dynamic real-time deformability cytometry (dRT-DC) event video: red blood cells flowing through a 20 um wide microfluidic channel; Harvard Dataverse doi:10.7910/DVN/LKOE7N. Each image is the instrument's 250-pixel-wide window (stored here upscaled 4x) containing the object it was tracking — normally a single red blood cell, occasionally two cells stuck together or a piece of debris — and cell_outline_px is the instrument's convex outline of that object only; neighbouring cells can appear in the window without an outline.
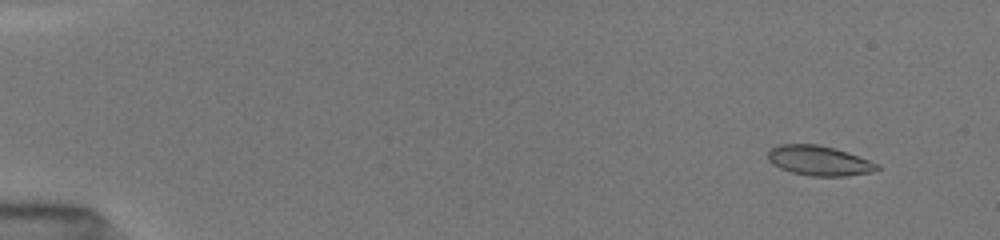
{"species": "common noctule bat (a hibernating species)", "species_latin": "Nyctalus noctula", "temperature_condition": "room temperature", "stored_images_in_passage": 52, "camera_frame_rate_fps": 3000, "um_per_image_px": 0.085, "animal": {"sex": "female", "body_mass_g": 19.5, "forearm_length_mm": 54.1}, "frame": {"image": 1, "passage_image": 5, "time_ms": 1.333, "image_size_px": [1000, 240], "cell_outline_px": [[880, 168], [868, 172], [848, 176], [812, 176], [792, 172], [780, 168], [772, 164], [768, 160], [768, 152], [772, 148], [780, 144], [816, 144], [836, 148], [848, 152], [880, 164]], "centroid_in_image_um": [69.62, 13.65], "position_along_channel_um": 15.4, "area_um2": 18.96}}
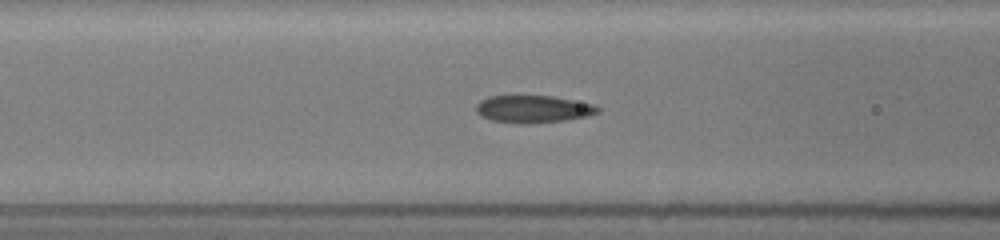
{"frame": {"image": 2, "passage_image": 23, "time_ms": 7.333, "image_size_px": [1000, 240], "cell_outline_px": [[600, 112], [588, 116], [564, 120], [524, 124], [520, 124], [492, 120], [480, 116], [476, 112], [476, 104], [480, 100], [488, 96], [552, 96], [596, 104], [600, 108]], "centroid_in_image_um": [45.32, 9.27], "position_along_channel_um": 121.3, "area_um2": 19.54}}
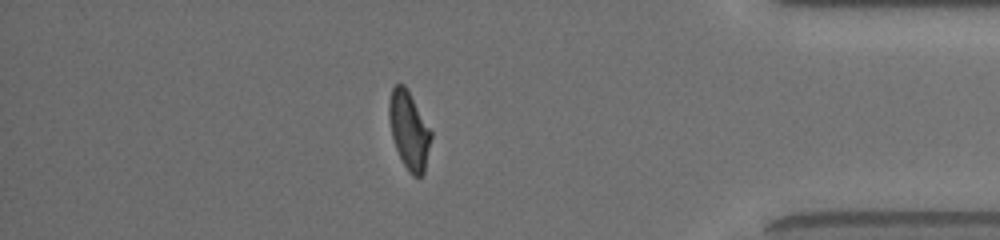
{"frame": {"image": 3, "passage_image": 46, "time_ms": 15.0, "image_size_px": [1000, 240], "cell_outline_px": [[432, 136], [424, 172], [420, 176], [412, 176], [408, 172], [396, 148], [392, 136], [388, 116], [388, 104], [392, 88], [396, 84], [404, 84], [408, 88], [432, 132]], "centroid_in_image_um": [34.77, 11.04], "position_along_channel_um": 400.4, "area_um2": 19.07}, "authors_computed_cell_mechanics": {"area_um2": 19.4786, "velocity_mm_per_s": 4.0246, "shape_relaxation_time_tau1_ms": 7.4618, "shape_relaxation_time_tau2_ms": 1.5093, "deformation_change_tau1": 0.2154, "deformation_change_tau2": 0.0578}}